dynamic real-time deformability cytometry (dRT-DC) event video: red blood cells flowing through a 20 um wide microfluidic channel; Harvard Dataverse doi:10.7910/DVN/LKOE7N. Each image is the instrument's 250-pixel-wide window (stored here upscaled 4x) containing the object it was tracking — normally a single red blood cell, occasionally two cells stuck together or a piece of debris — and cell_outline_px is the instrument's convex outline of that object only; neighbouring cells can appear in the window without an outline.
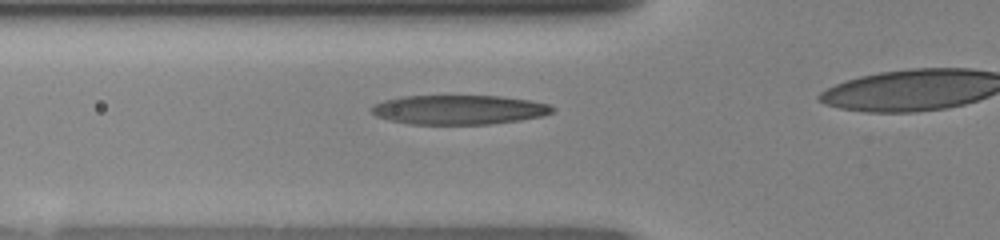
{"species": "human", "species_latin": "Homo sapiens", "temperature_condition": "room temperature", "stored_images_in_passage": 34, "camera_frame_rate_fps": 3000, "um_per_image_px": 0.085, "donor": {"sex": "female"}, "frame": {"image": 1, "passage_image": 12, "time_ms": 3.667, "image_size_px": [1000, 240], "cell_outline_px": [[556, 108], [552, 112], [544, 116], [520, 120], [488, 124], [408, 124], [388, 120], [376, 116], [368, 108], [372, 104], [384, 100], [404, 96], [500, 96], [528, 100], [548, 104]], "centroid_in_image_um": [38.97, 9.33], "position_along_channel_um": 86.8, "area_um2": 31.1}}
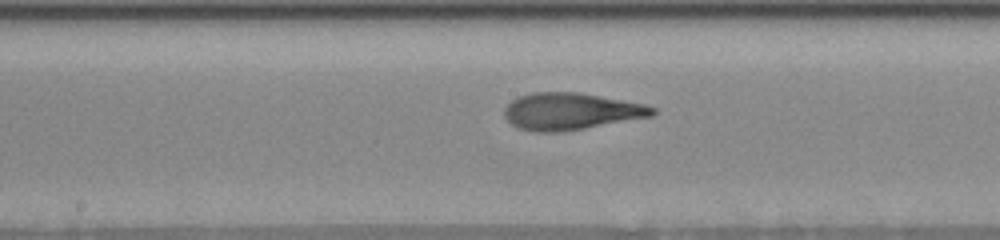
{"frame": {"image": 2, "passage_image": 20, "time_ms": 6.333, "image_size_px": [1000, 240], "cell_outline_px": [[656, 112], [652, 116], [584, 128], [556, 132], [532, 132], [516, 128], [504, 116], [504, 108], [512, 100], [520, 96], [532, 92], [580, 92], [644, 104], [656, 108]], "centroid_in_image_um": [48.49, 9.46], "position_along_channel_um": 199.7, "area_um2": 31.79}}
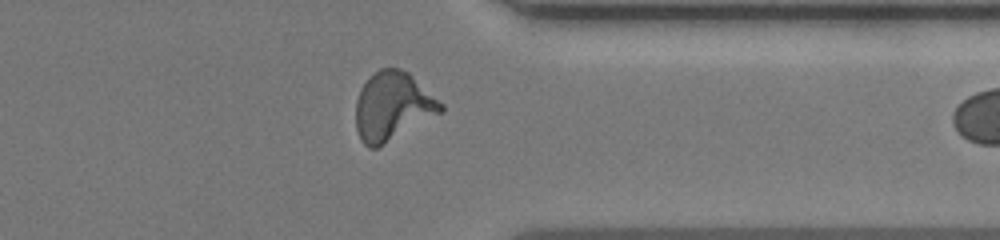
{"frame": {"image": 3, "passage_image": 33, "time_ms": 10.667, "image_size_px": [1000, 240], "cell_outline_px": [[444, 112], [376, 148], [368, 148], [360, 140], [356, 128], [356, 100], [360, 88], [380, 68], [400, 68], [408, 72], [444, 104]], "centroid_in_image_um": [33.39, 9.05], "position_along_channel_um": 378.0, "area_um2": 33.87}}